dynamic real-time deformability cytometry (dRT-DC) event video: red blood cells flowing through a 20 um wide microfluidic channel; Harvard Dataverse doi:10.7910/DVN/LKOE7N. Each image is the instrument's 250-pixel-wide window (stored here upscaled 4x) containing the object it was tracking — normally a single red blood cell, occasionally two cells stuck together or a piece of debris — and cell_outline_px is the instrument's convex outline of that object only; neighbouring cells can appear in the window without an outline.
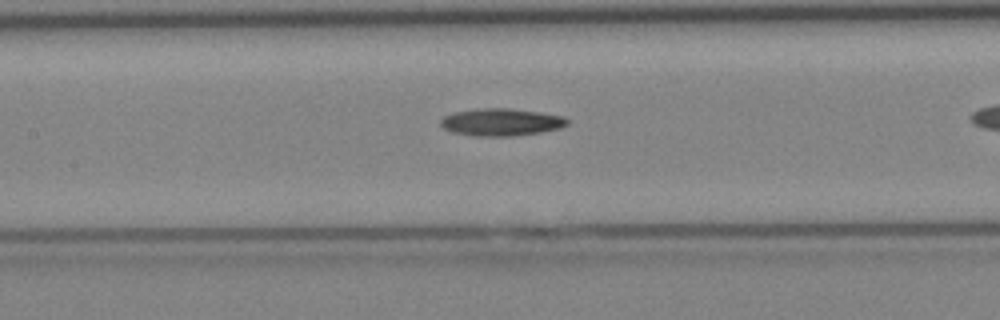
{"species": "Egyptian fruit bat (a non-hibernating species)", "species_latin": "Rousettus aegyptiacus", "temperature_condition": "cold", "stored_images_in_passage": 26, "camera_frame_rate_fps": 3000, "um_per_image_px": 0.085, "animal": {"sex": "female"}, "frame": {"image": 1, "passage_image": 12, "time_ms": 3.667, "image_size_px": [1000, 320], "cell_outline_px": [[568, 124], [560, 128], [540, 132], [512, 136], [472, 136], [452, 132], [444, 128], [440, 124], [440, 120], [444, 116], [452, 112], [480, 108], [512, 108], [540, 112], [564, 116], [568, 120]], "centroid_in_image_um": [42.58, 10.37], "position_along_channel_um": 164.8, "area_um2": 20.35}}
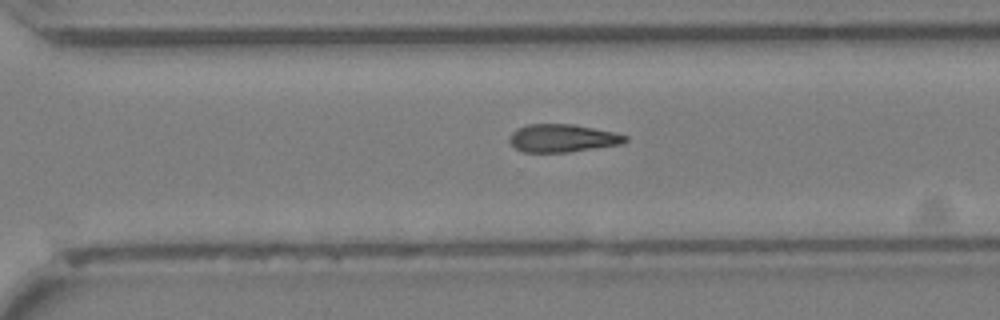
{"frame": {"image": 2, "passage_image": 22, "time_ms": 7.0, "image_size_px": [1000, 320], "cell_outline_px": [[628, 140], [620, 144], [568, 152], [524, 152], [516, 148], [508, 140], [508, 136], [516, 128], [528, 124], [572, 124], [612, 132], [628, 136]], "centroid_in_image_um": [47.76, 11.74], "position_along_channel_um": 322.8, "area_um2": 18.67}}